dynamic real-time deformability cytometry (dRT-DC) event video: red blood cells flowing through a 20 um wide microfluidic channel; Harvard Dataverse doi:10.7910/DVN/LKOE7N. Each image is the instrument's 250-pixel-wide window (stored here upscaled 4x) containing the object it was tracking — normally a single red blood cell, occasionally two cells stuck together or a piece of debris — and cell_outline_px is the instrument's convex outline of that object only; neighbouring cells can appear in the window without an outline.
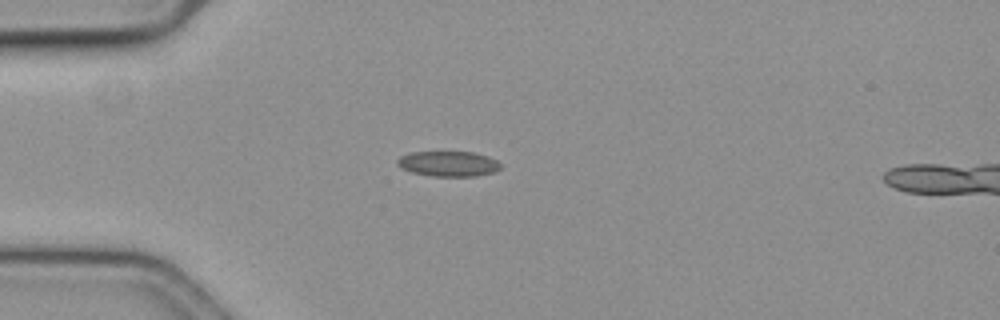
{"species": "common noctule bat (a hibernating species)", "species_latin": "Nyctalus noctula", "temperature_condition": "cold", "stored_images_in_passage": 41, "camera_frame_rate_fps": 3000, "um_per_image_px": 0.085, "animal": {"sex": "female", "body_mass_g": 19.3, "forearm_length_mm": 54.1}, "frame": {"image": 1, "passage_image": 1, "time_ms": 0.0, "image_size_px": [1000, 320], "cell_outline_px": [[500, 168], [492, 172], [476, 176], [432, 176], [412, 172], [396, 164], [396, 160], [400, 156], [408, 152], [472, 152], [488, 156], [496, 160], [500, 164]], "centroid_in_image_um": [38.08, 13.91], "position_along_channel_um": 46.9, "area_um2": 15.09}}
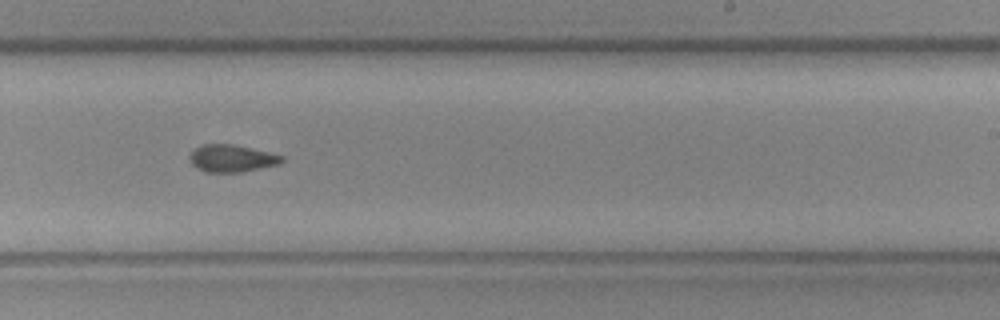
{"frame": {"image": 2, "passage_image": 21, "time_ms": 6.667, "image_size_px": [1000, 320], "cell_outline_px": [[284, 160], [280, 164], [240, 172], [204, 172], [196, 168], [192, 164], [188, 156], [196, 148], [204, 144], [232, 144], [252, 148], [284, 156]], "centroid_in_image_um": [19.69, 13.46], "position_along_channel_um": 269.3, "area_um2": 14.62}}
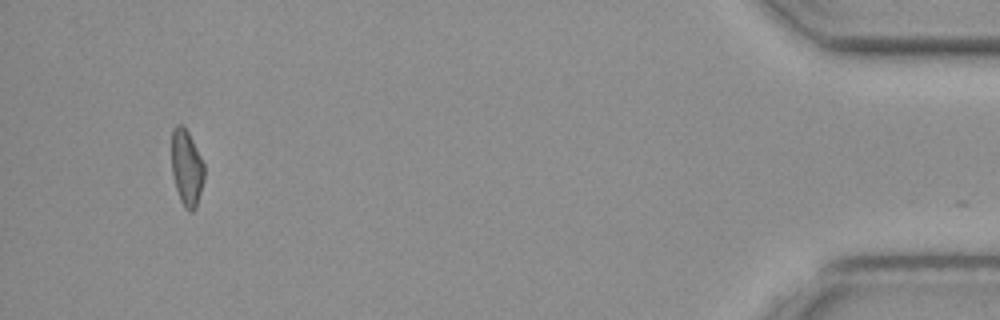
{"frame": {"image": 3, "passage_image": 40, "time_ms": 13.0, "image_size_px": [1000, 320], "cell_outline_px": [[204, 180], [196, 208], [192, 212], [188, 212], [184, 208], [180, 200], [176, 188], [172, 172], [172, 128], [176, 124], [180, 124], [188, 132], [204, 164]], "centroid_in_image_um": [15.86, 14.3], "position_along_channel_um": 419.3, "area_um2": 14.45}, "authors_computed_cell_mechanics": {"area_um2": 14.6812, "velocity_mm_per_s": 3.6062, "shape_relaxation_time_tau1_ms": null, "shape_relaxation_time_tau2_ms": 10.8092, "deformation_change_tau1": null, "deformation_change_tau2": 0.147}}